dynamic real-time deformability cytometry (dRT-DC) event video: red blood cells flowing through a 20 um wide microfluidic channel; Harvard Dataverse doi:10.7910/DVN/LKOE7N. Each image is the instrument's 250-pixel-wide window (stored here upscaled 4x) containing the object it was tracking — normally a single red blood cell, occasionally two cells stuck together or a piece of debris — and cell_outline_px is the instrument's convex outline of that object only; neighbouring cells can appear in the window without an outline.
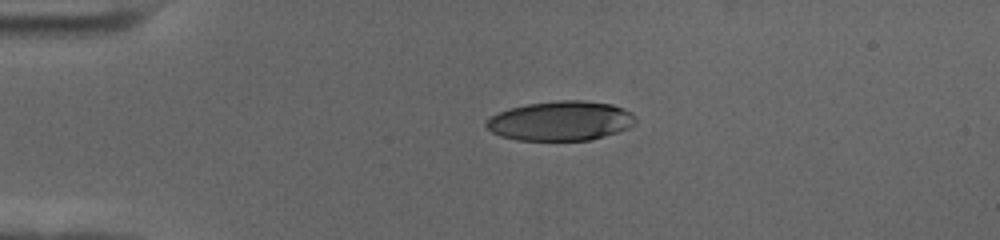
{"species": "human", "species_latin": "Homo sapiens", "temperature_condition": "cold", "stored_images_in_passage": 45, "camera_frame_rate_fps": 3000, "um_per_image_px": 0.085, "donor": {"sex": "female"}, "frame": {"image": 1, "passage_image": 1, "time_ms": 0.0, "image_size_px": [1000, 240], "cell_outline_px": [[636, 124], [628, 128], [616, 132], [588, 140], [516, 140], [500, 136], [492, 132], [484, 124], [492, 116], [500, 112], [512, 108], [528, 104], [556, 100], [580, 100], [612, 104], [624, 108], [632, 112], [636, 116]], "centroid_in_image_um": [47.69, 10.27], "position_along_channel_um": 37.3, "area_um2": 34.28}}
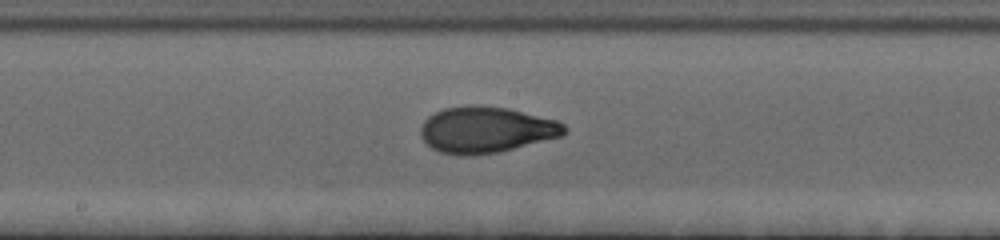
{"frame": {"image": 2, "passage_image": 19, "time_ms": 6.0, "image_size_px": [1000, 240], "cell_outline_px": [[568, 132], [560, 136], [500, 152], [472, 156], [456, 156], [440, 152], [432, 148], [420, 136], [420, 128], [424, 120], [428, 116], [444, 108], [468, 104], [480, 104], [508, 108], [556, 120], [564, 124], [568, 128]], "centroid_in_image_um": [41.29, 11.03], "position_along_channel_um": 206.9, "area_um2": 39.13}}
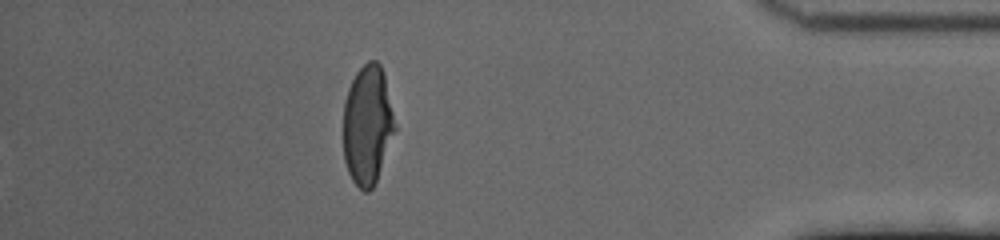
{"frame": {"image": 3, "passage_image": 39, "time_ms": 12.667, "image_size_px": [1000, 240], "cell_outline_px": [[396, 128], [376, 180], [372, 188], [368, 192], [364, 192], [352, 180], [348, 172], [344, 160], [344, 104], [348, 88], [356, 72], [368, 60], [376, 60], [380, 64], [384, 76]], "centroid_in_image_um": [31.22, 10.62], "position_along_channel_um": 404.0, "area_um2": 35.37}, "authors_computed_cell_mechanics": {"area_um2": 36.7608, "velocity_mm_per_s": 3.5357, "shape_relaxation_time_tau1_ms": 4.825, "shape_relaxation_time_tau2_ms": 1.3498, "deformation_change_tau1": 0.211, "deformation_change_tau2": 0.0613}}